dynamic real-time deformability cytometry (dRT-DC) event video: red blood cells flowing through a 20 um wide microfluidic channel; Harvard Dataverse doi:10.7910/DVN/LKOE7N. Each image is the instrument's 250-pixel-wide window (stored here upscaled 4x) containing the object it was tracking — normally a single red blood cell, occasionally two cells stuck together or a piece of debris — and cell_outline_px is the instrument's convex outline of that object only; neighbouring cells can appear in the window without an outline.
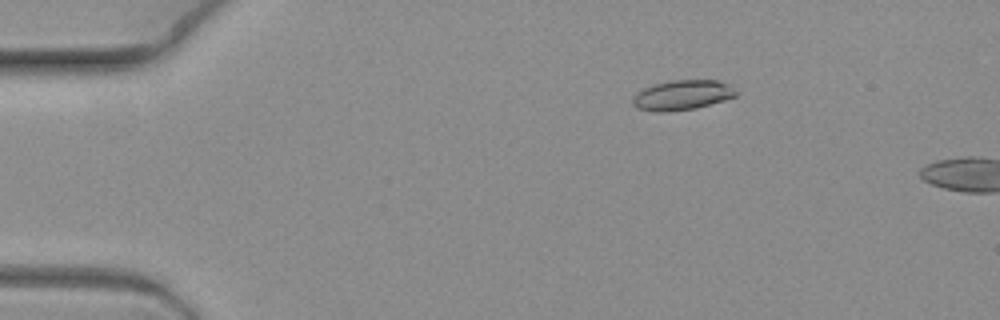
{"species": "common noctule bat (a hibernating species)", "species_latin": "Nyctalus noctula", "temperature_condition": "warm", "stored_images_in_passage": 4, "camera_frame_rate_fps": 3000, "um_per_image_px": 0.085, "animal": {"sex": "female", "body_mass_g": 19.3, "forearm_length_mm": 54.1}, "frame": {"image": 1, "passage_image": 3, "time_ms": 0.667, "image_size_px": [1000, 320], "cell_outline_px": [[736, 96], [724, 100], [696, 108], [668, 112], [656, 112], [636, 108], [632, 104], [632, 100], [636, 92], [652, 84], [672, 80], [720, 80], [728, 84], [736, 92]], "centroid_in_image_um": [57.95, 8.08], "position_along_channel_um": 27.1, "area_um2": 18.09}}